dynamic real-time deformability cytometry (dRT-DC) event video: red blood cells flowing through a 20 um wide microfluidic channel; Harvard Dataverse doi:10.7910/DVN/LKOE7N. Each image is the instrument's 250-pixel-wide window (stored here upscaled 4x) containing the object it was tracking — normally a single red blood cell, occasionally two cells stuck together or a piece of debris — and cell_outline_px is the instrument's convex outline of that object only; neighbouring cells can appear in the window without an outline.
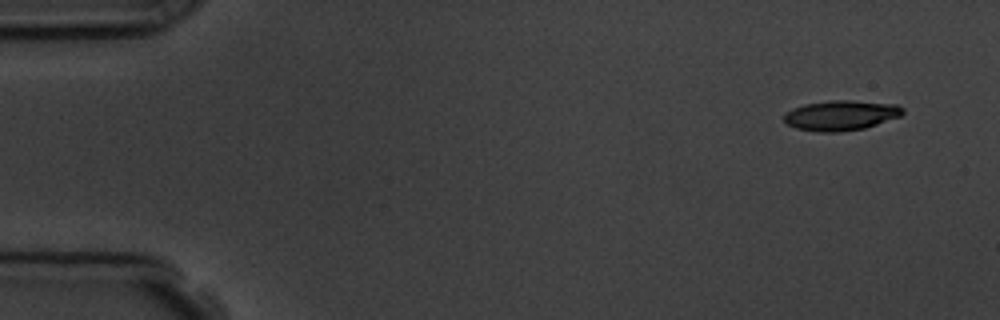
{"species": "common noctule bat (a hibernating species)", "species_latin": "Nyctalus noctula", "temperature_condition": "room temperature", "stored_images_in_passage": 5, "camera_frame_rate_fps": 3000, "um_per_image_px": 0.085, "animal": {"sex": "male", "body_mass_g": 19.5, "forearm_length_mm": 54.6}, "frame": {"image": 1, "passage_image": 1, "time_ms": 0.0, "image_size_px": [1000, 320], "cell_outline_px": [[904, 112], [900, 116], [864, 128], [840, 132], [820, 132], [796, 128], [788, 124], [784, 120], [784, 112], [792, 108], [804, 104], [828, 100], [848, 100], [896, 104], [904, 108]], "centroid_in_image_um": [71.45, 9.8], "position_along_channel_um": 13.5, "area_um2": 20.81}}
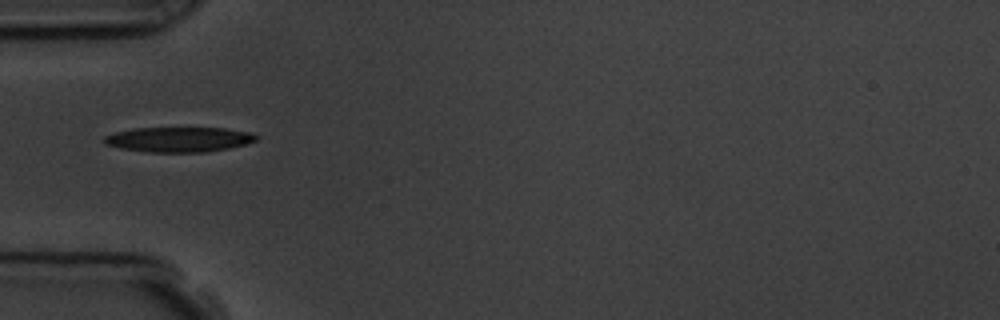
{"frame": {"image": 2, "passage_image": 5, "time_ms": 4.667, "image_size_px": [1000, 320], "cell_outline_px": [[260, 136], [256, 140], [248, 144], [228, 148], [204, 152], [148, 152], [120, 148], [104, 144], [104, 136], [116, 132], [132, 128], [224, 128], [248, 132]], "centroid_in_image_um": [15.2, 11.85], "position_along_channel_um": 69.8, "area_um2": 22.14}}